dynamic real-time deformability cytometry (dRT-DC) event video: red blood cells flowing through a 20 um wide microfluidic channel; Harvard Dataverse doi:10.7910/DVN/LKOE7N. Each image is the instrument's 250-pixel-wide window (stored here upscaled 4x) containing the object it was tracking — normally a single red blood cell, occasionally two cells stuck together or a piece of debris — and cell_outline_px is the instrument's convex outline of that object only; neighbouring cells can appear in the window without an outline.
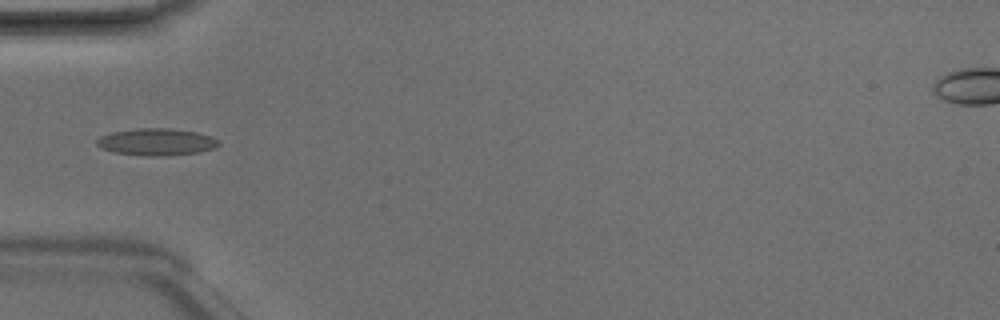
{"species": "Egyptian fruit bat (a non-hibernating species)", "species_latin": "Rousettus aegyptiacus", "temperature_condition": "room temperature", "stored_images_in_passage": 6, "camera_frame_rate_fps": 3000, "um_per_image_px": 0.085, "animal": {"sex": "male"}, "frame": {"image": 1, "passage_image": 5, "time_ms": 1.333, "image_size_px": [1000, 320], "cell_outline_px": [[220, 144], [216, 148], [200, 152], [164, 156], [144, 156], [112, 152], [100, 148], [96, 144], [96, 140], [100, 136], [112, 132], [136, 128], [168, 128], [196, 132], [212, 136], [220, 140]], "centroid_in_image_um": [13.31, 12.07], "position_along_channel_um": 71.7, "area_um2": 19.48}}